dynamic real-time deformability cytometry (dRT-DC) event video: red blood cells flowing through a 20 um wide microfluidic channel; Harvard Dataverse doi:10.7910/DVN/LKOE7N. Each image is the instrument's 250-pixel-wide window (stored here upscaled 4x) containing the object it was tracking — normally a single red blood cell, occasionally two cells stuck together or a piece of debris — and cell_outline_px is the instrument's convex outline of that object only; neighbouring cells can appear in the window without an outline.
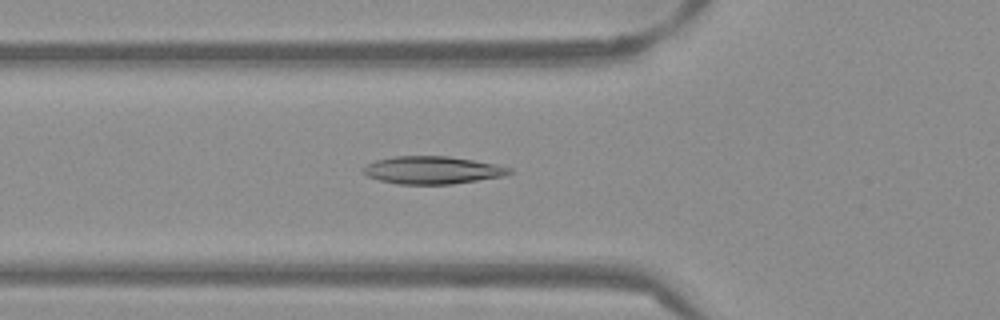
{"species": "Egyptian fruit bat (a non-hibernating species)", "species_latin": "Rousettus aegyptiacus", "temperature_condition": "warm", "stored_images_in_passage": 51, "camera_frame_rate_fps": 3000, "um_per_image_px": 0.085, "frame": {"image": 1, "passage_image": 17, "time_ms": 5.333, "image_size_px": [1000, 320], "cell_outline_px": [[512, 172], [504, 176], [452, 184], [400, 184], [380, 180], [368, 176], [360, 172], [360, 168], [376, 160], [392, 156], [448, 156], [496, 164], [512, 168]], "centroid_in_image_um": [36.73, 14.45], "position_along_channel_um": 89.1, "area_um2": 23.58}}
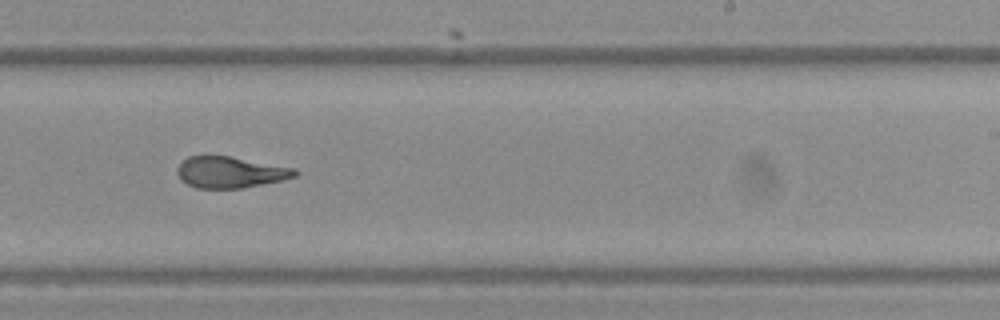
{"frame": {"image": 2, "passage_image": 31, "time_ms": 10.0, "image_size_px": [1000, 320], "cell_outline_px": [[300, 172], [296, 176], [280, 180], [240, 188], [196, 188], [180, 180], [176, 172], [176, 168], [188, 156], [228, 156], [296, 168]], "centroid_in_image_um": [19.55, 14.64], "position_along_channel_um": 269.4, "area_um2": 21.27}}
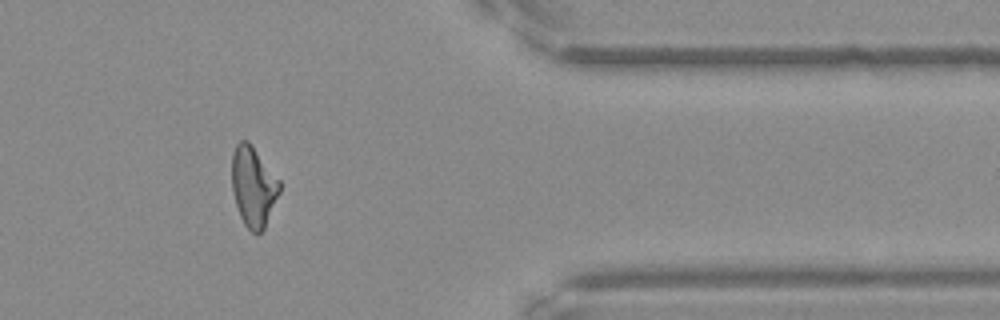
{"frame": {"image": 3, "passage_image": 42, "time_ms": 13.667, "image_size_px": [1000, 320], "cell_outline_px": [[280, 192], [264, 228], [256, 236], [244, 224], [240, 216], [232, 192], [232, 152], [236, 144], [240, 140], [248, 140], [280, 180]], "centroid_in_image_um": [21.53, 15.84], "position_along_channel_um": 389.9, "area_um2": 22.31}, "authors_computed_cell_mechanics": {"area_um2": 23.0044, "velocity_mm_per_s": 3.8516, "shape_relaxation_time_tau1_ms": null, "shape_relaxation_time_tau2_ms": 2.052, "deformation_change_tau1": null, "deformation_change_tau2": 0.0925}}